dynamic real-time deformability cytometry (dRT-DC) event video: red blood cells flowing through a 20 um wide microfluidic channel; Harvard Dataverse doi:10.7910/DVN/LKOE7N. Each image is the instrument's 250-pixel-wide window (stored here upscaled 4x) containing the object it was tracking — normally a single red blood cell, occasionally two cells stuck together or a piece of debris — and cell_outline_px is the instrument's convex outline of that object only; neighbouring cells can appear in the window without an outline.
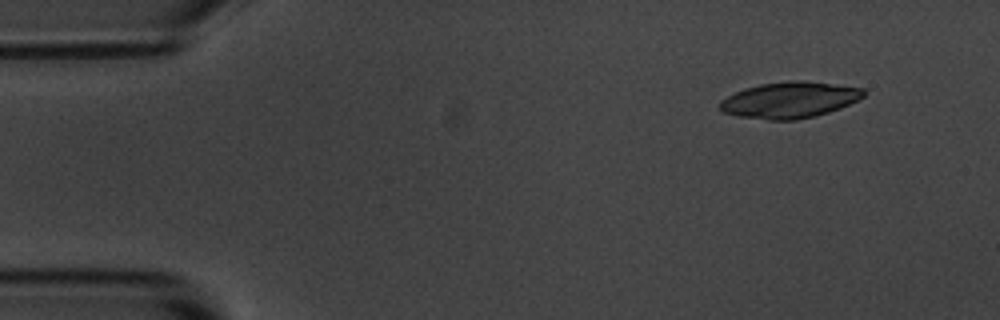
{"species": "common noctule bat (a hibernating species)", "species_latin": "Nyctalus noctula", "temperature_condition": "room temperature", "stored_images_in_passage": 4, "camera_frame_rate_fps": 3000, "um_per_image_px": 0.085, "animal": {"sex": "male", "body_mass_g": 20.1, "forearm_length_mm": 53.5}, "frame": {"image": 1, "passage_image": 1, "time_ms": 0.0, "image_size_px": [1000, 320], "cell_outline_px": [[868, 92], [860, 100], [840, 108], [816, 116], [796, 120], [768, 120], [736, 116], [724, 112], [720, 108], [720, 100], [744, 88], [760, 84], [788, 80], [804, 80], [864, 88]], "centroid_in_image_um": [67.16, 8.49], "position_along_channel_um": 17.8, "area_um2": 30.58}}